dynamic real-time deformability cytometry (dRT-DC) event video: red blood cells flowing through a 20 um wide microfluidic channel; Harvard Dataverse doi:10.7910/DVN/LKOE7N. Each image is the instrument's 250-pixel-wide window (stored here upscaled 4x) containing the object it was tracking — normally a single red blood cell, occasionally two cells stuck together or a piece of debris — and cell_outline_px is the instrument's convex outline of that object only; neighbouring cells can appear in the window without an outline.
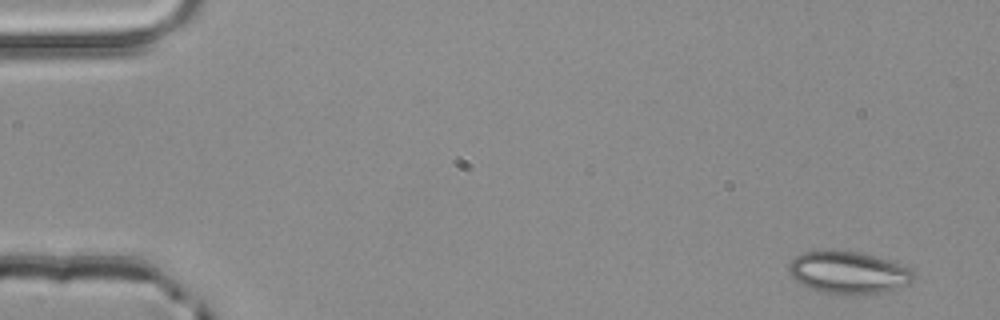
{"species": "common noctule bat (a hibernating species)", "species_latin": "Nyctalus noctula", "temperature_condition": "room temperature", "stored_images_in_passage": 4, "camera_frame_rate_fps": 3000, "um_per_image_px": 0.085, "animal": {"sex": "male", "body_mass_g": 20.4}, "frame": {"image": 1, "passage_image": 1, "time_ms": 0.0, "image_size_px": [1000, 320], "cell_outline_px": [[916, 276], [908, 284], [888, 292], [820, 292], [796, 280], [792, 276], [788, 268], [788, 264], [796, 256], [804, 252], [856, 252], [876, 256], [904, 264], [912, 268], [916, 272]], "centroid_in_image_um": [72.21, 23.15], "position_along_channel_um": 12.8, "area_um2": 29.88}}